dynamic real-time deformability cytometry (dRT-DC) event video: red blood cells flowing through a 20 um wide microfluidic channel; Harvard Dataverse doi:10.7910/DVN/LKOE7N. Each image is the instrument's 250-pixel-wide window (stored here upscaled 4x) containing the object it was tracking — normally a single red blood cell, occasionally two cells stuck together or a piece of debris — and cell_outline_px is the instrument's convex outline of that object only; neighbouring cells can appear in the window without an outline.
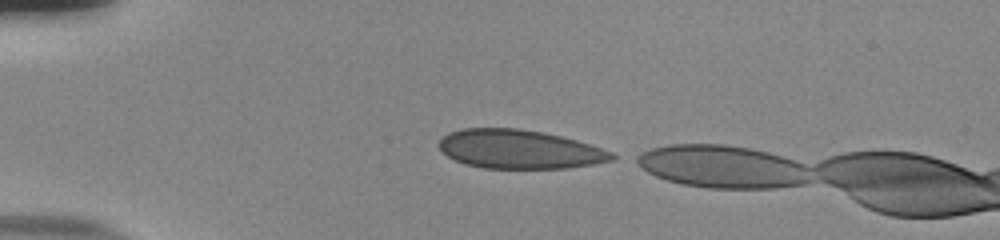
{"species": "human", "species_latin": "Homo sapiens", "temperature_condition": "room temperature", "stored_images_in_passage": 5, "camera_frame_rate_fps": 3000, "um_per_image_px": 0.085, "donor": {"sex": "male"}, "frame": {"image": 1, "passage_image": 1, "time_ms": 0.0, "image_size_px": [1000, 240], "cell_outline_px": [[620, 156], [612, 160], [592, 164], [564, 168], [484, 168], [464, 164], [448, 156], [440, 148], [440, 140], [448, 132], [464, 128], [516, 128], [540, 132], [560, 136], [576, 140], [612, 152]], "centroid_in_image_um": [44.15, 12.69], "position_along_channel_um": 40.9, "area_um2": 38.78}}